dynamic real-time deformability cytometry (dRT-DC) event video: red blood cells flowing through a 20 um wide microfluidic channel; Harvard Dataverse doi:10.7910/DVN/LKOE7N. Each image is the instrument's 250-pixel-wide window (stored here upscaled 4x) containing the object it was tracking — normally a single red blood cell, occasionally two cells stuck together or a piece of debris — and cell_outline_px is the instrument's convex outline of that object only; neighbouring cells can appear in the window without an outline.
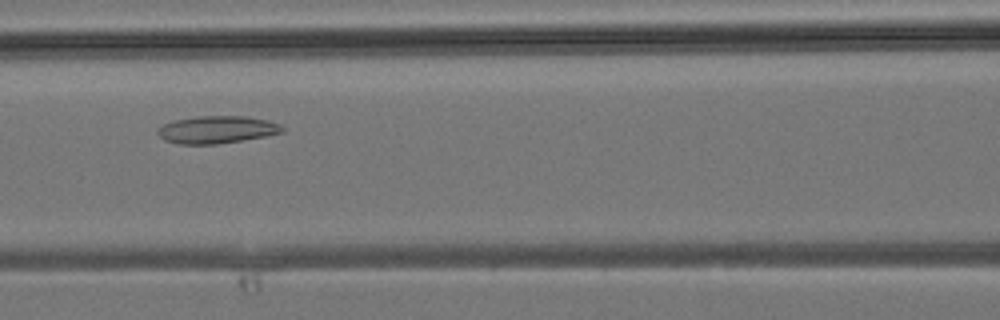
{"species": "common noctule bat (a hibernating species)", "species_latin": "Nyctalus noctula", "temperature_condition": "room temperature", "stored_images_in_passage": 29, "camera_frame_rate_fps": 3000, "um_per_image_px": 0.085, "animal": {"sex": "male", "body_mass_g": 19.2, "forearm_length_mm": 51.8}, "frame": {"image": 1, "passage_image": 10, "time_ms": 3.0, "image_size_px": [1000, 320], "cell_outline_px": [[284, 132], [268, 136], [216, 144], [180, 144], [164, 140], [156, 132], [164, 124], [176, 120], [200, 116], [248, 116], [268, 120], [280, 124], [284, 128]], "centroid_in_image_um": [18.49, 11.02], "position_along_channel_um": 148.1, "area_um2": 19.88}}
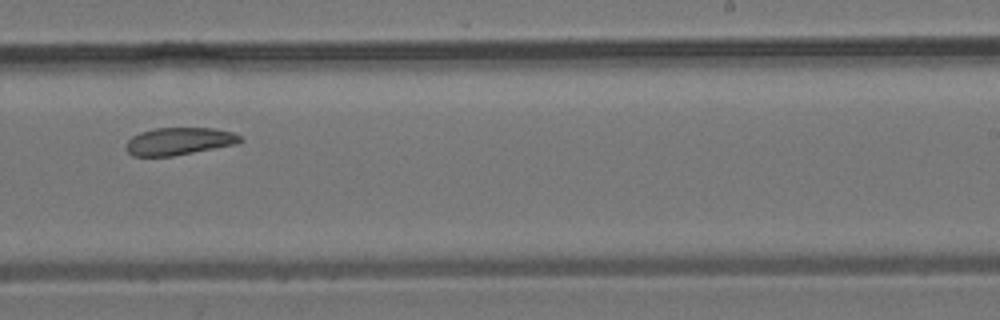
{"frame": {"image": 2, "passage_image": 17, "time_ms": 5.333, "image_size_px": [1000, 320], "cell_outline_px": [[244, 140], [236, 144], [172, 156], [132, 156], [128, 152], [128, 140], [132, 136], [140, 132], [156, 128], [216, 128], [236, 132]], "centroid_in_image_um": [15.27, 11.99], "position_along_channel_um": 273.7, "area_um2": 18.21}}
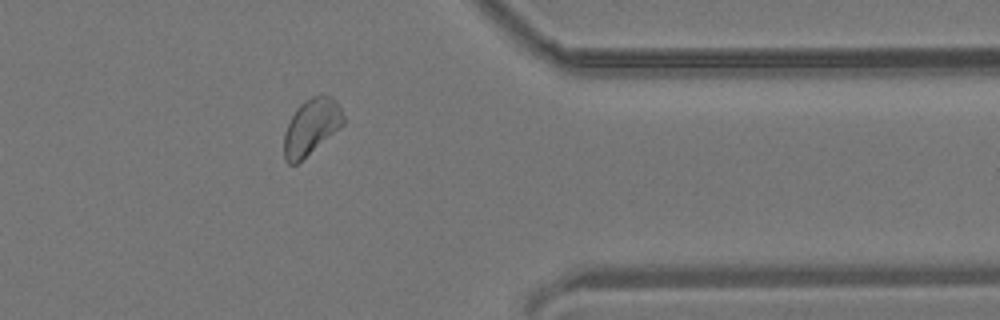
{"frame": {"image": 3, "passage_image": 24, "time_ms": 7.667, "image_size_px": [1000, 320], "cell_outline_px": [[344, 124], [296, 164], [288, 164], [284, 160], [284, 132], [296, 108], [304, 100], [320, 92], [332, 96], [336, 100], [344, 116]], "centroid_in_image_um": [26.46, 10.73], "position_along_channel_um": 384.9, "area_um2": 19.36}}